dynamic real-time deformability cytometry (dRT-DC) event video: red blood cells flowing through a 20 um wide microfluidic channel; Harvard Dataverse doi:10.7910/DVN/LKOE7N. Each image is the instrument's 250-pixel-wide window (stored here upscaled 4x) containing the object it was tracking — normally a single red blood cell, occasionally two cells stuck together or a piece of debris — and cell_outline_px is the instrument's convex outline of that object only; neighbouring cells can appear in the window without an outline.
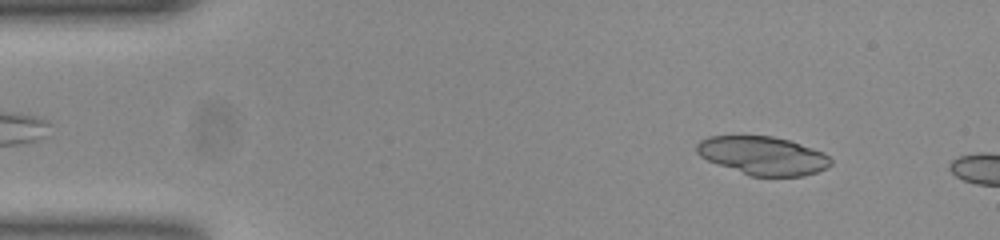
{"species": "common noctule bat (a hibernating species)", "species_latin": "Nyctalus noctula", "temperature_condition": "room temperature", "stored_images_in_passage": 8, "camera_frame_rate_fps": 3000, "um_per_image_px": 0.085, "animal": {"sex": "female", "body_mass_g": 23.0, "forearm_length_mm": 53.4}, "frame": {"image": 1, "passage_image": 5, "time_ms": 1.333, "image_size_px": [1000, 240], "cell_outline_px": [[832, 164], [816, 172], [800, 176], [752, 176], [708, 160], [700, 156], [696, 152], [696, 144], [700, 140], [708, 136], [772, 136], [788, 140], [824, 152], [832, 160]], "centroid_in_image_um": [64.84, 13.22], "position_along_channel_um": 20.2, "area_um2": 29.65}}